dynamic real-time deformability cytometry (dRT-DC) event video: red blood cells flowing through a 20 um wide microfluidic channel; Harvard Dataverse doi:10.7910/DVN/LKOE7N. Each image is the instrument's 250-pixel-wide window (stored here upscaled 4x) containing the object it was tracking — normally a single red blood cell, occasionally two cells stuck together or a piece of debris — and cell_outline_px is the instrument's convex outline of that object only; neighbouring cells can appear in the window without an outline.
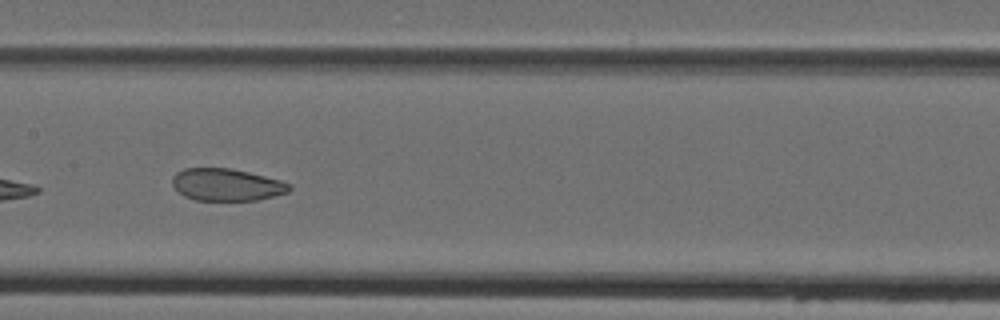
{"species": "Egyptian fruit bat (a non-hibernating species)", "species_latin": "Rousettus aegyptiacus", "temperature_condition": "cold", "stored_images_in_passage": 8, "camera_frame_rate_fps": 3000, "um_per_image_px": 0.085, "animal": {"sex": "female"}, "frame": {"image": 1, "passage_image": 6, "time_ms": 6.0, "image_size_px": [1000, 320], "cell_outline_px": [[292, 188], [288, 192], [256, 200], [196, 200], [184, 196], [172, 184], [172, 176], [176, 172], [184, 168], [228, 168], [248, 172], [280, 180], [292, 184]], "centroid_in_image_um": [19.25, 15.69], "position_along_channel_um": 188.1, "area_um2": 21.85}}
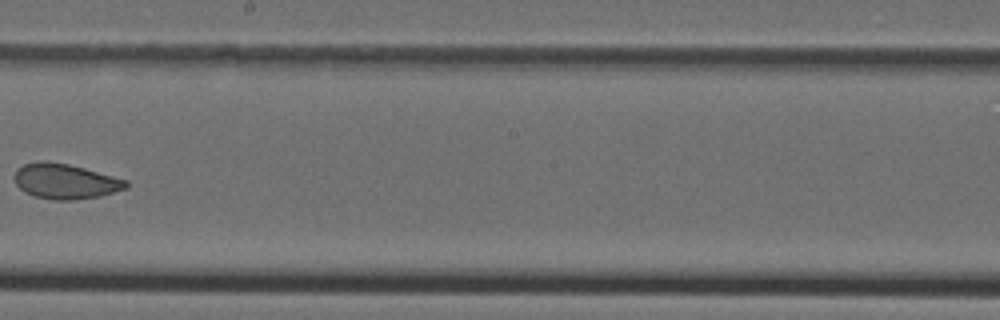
{"frame": {"image": 2, "passage_image": 7, "time_ms": 7.333, "image_size_px": [1000, 320], "cell_outline_px": [[128, 188], [100, 196], [72, 200], [52, 200], [36, 196], [24, 192], [16, 184], [12, 176], [16, 168], [24, 164], [40, 160], [44, 160], [68, 164], [84, 168], [128, 180]], "centroid_in_image_um": [5.52, 15.4], "position_along_channel_um": 242.7, "area_um2": 23.06}}
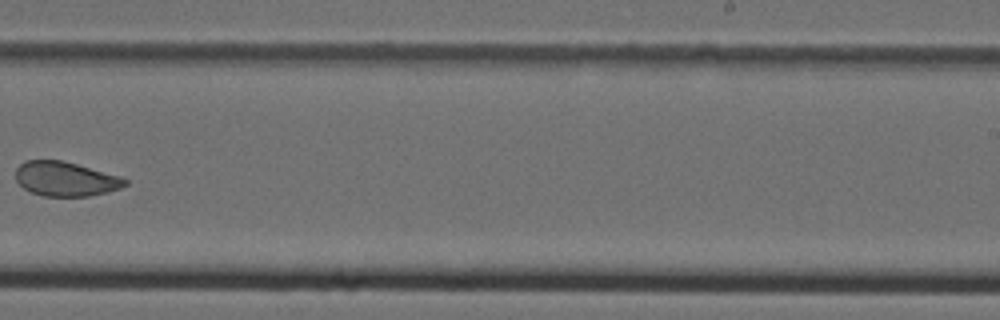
{"frame": {"image": 3, "passage_image": 8, "time_ms": 8.333, "image_size_px": [1000, 320], "cell_outline_px": [[128, 184], [120, 188], [108, 192], [88, 196], [44, 196], [32, 192], [24, 188], [16, 180], [16, 168], [24, 160], [60, 160], [76, 164], [120, 176], [128, 180]], "centroid_in_image_um": [5.57, 15.21], "position_along_channel_um": 283.4, "area_um2": 21.85}}